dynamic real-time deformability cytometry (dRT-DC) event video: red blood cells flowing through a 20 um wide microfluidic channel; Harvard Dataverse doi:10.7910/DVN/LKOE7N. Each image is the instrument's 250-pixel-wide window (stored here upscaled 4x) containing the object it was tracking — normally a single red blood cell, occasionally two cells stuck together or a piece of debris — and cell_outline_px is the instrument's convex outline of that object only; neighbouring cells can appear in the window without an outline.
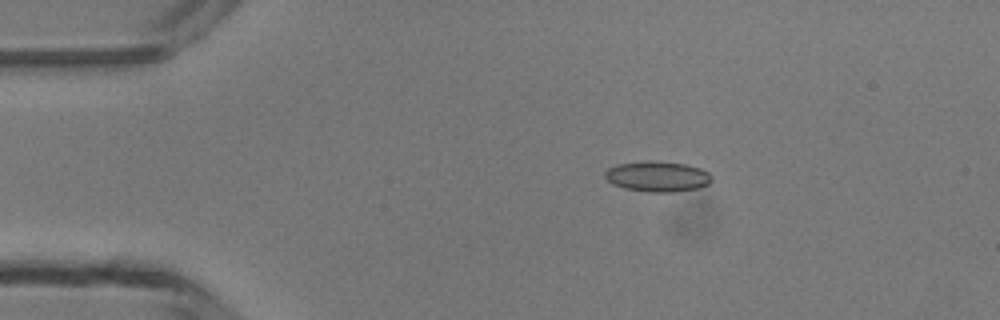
{"species": "common noctule bat (a hibernating species)", "species_latin": "Nyctalus noctula", "temperature_condition": "room temperature", "stored_images_in_passage": 3, "camera_frame_rate_fps": 3000, "um_per_image_px": 0.085, "animal": {"sex": "male", "body_mass_g": 13.3}, "frame": {"image": 1, "passage_image": 1, "time_ms": 0.0, "image_size_px": [1000, 320], "cell_outline_px": [[712, 180], [708, 184], [700, 188], [676, 192], [648, 192], [624, 188], [612, 184], [604, 176], [604, 172], [608, 168], [616, 164], [648, 160], [652, 160], [684, 164], [700, 168], [708, 172], [712, 176]], "centroid_in_image_um": [55.88, 15.0], "position_along_channel_um": 29.1, "area_um2": 19.19}}
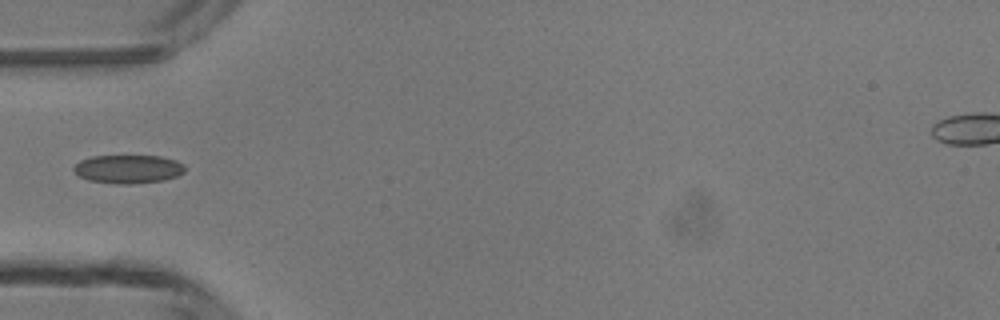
{"frame": {"image": 2, "passage_image": 3, "time_ms": 2.333, "image_size_px": [1000, 320], "cell_outline_px": [[184, 172], [176, 176], [164, 180], [132, 184], [116, 184], [88, 180], [80, 176], [72, 168], [80, 160], [92, 156], [160, 156], [176, 160], [184, 164]], "centroid_in_image_um": [10.9, 14.37], "position_along_channel_um": 74.1, "area_um2": 18.44}}